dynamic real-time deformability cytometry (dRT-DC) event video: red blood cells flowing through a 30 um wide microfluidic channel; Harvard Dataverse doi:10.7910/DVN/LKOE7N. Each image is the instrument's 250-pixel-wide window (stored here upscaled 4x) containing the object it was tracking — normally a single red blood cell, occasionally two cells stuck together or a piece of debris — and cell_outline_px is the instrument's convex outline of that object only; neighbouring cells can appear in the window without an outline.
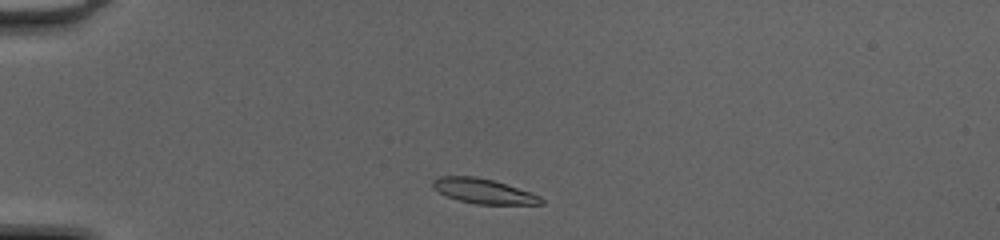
{"species": "common noctule bat (a hibernating species)", "species_latin": "Nyctalus noctula", "temperature_condition": "cold", "stored_images_in_passage": 38, "camera_frame_rate_fps": 3000, "um_per_image_px": 0.085, "animal": {"sex": "female", "body_mass_g": 20.0, "forearm_length_mm": 54.0}, "frame": {"image": 1, "passage_image": 2, "time_ms": 0.333, "image_size_px": [1000, 240], "cell_outline_px": [[544, 204], [476, 204], [460, 200], [448, 196], [432, 188], [432, 180], [440, 176], [476, 176], [492, 180], [532, 192], [540, 196], [544, 200]], "centroid_in_image_um": [41.11, 16.24], "position_along_channel_um": 43.9, "area_um2": 15.61}}
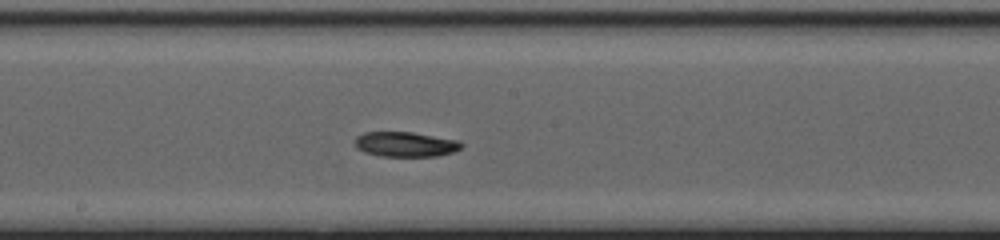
{"frame": {"image": 2, "passage_image": 17, "time_ms": 5.333, "image_size_px": [1000, 240], "cell_outline_px": [[464, 144], [460, 148], [452, 152], [436, 156], [380, 156], [364, 152], [356, 148], [356, 136], [364, 132], [412, 132], [460, 140]], "centroid_in_image_um": [34.47, 12.26], "position_along_channel_um": 213.7, "area_um2": 15.49}}
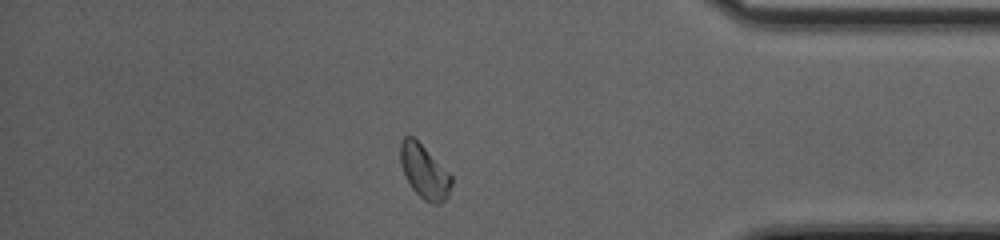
{"frame": {"image": 3, "passage_image": 32, "time_ms": 10.333, "image_size_px": [1000, 240], "cell_outline_px": [[452, 184], [448, 196], [440, 204], [432, 204], [424, 200], [412, 188], [400, 164], [400, 144], [404, 136], [412, 136], [452, 176]], "centroid_in_image_um": [36.07, 14.61], "position_along_channel_um": 399.1, "area_um2": 15.61}, "authors_computed_cell_mechanics": {"area_um2": 15.606, "velocity_mm_per_s": 4.1846, "shape_relaxation_time_tau1_ms": 2.6341, "shape_relaxation_time_tau2_ms": null, "deformation_change_tau1": 0.1198, "deformation_change_tau2": null}}